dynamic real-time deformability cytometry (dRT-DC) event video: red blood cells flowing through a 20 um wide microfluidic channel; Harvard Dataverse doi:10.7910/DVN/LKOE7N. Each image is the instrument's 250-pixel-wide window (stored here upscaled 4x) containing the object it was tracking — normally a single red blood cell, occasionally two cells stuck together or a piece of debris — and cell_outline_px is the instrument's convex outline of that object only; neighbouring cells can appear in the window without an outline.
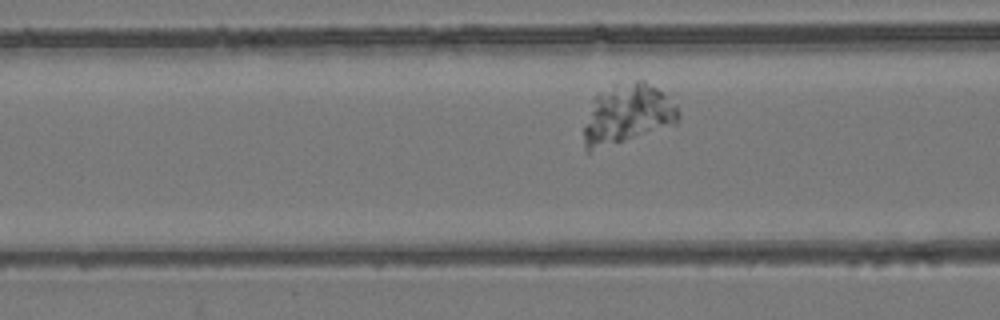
{"species": "common noctule bat (a hibernating species)", "species_latin": "Nyctalus noctula", "temperature_condition": "room temperature", "stored_images_in_passage": 40, "camera_frame_rate_fps": 3000, "um_per_image_px": 0.085, "animal": {"sex": "female", "body_mass_g": 24.6, "forearm_length_mm": 56.2}, "frame": {"image": 1, "passage_image": 7, "time_ms": 2.0, "image_size_px": [1000, 320], "cell_outline_px": [[680, 116], [676, 124], [588, 152], [584, 148], [584, 128], [592, 96], [596, 92], [636, 80], [644, 80], [664, 92], [676, 104]], "centroid_in_image_um": [53.32, 9.68], "position_along_channel_um": 113.3, "area_um2": 32.77}}
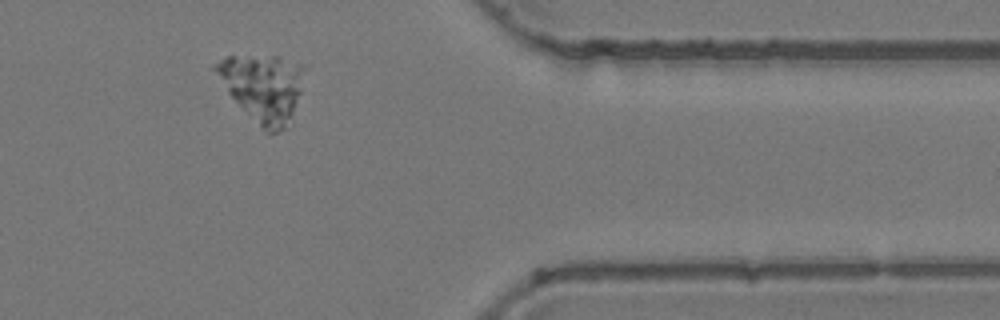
{"frame": {"image": 2, "passage_image": 31, "time_ms": 10.0, "image_size_px": [1000, 320], "cell_outline_px": [[308, 68], [288, 128], [276, 132], [268, 132], [260, 128], [228, 92], [212, 68], [224, 56], [280, 56], [308, 64]], "centroid_in_image_um": [22.42, 7.41], "position_along_channel_um": 389.0, "area_um2": 35.08}}
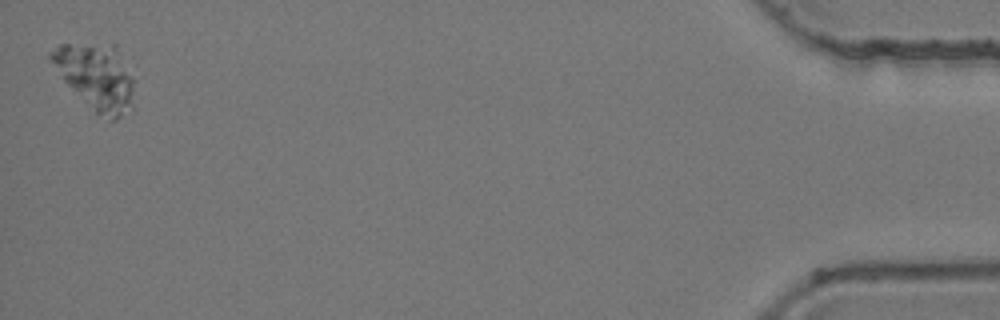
{"frame": {"image": 3, "passage_image": 40, "time_ms": 13.0, "image_size_px": [1000, 320], "cell_outline_px": [[132, 108], [120, 116], [112, 120], [108, 120], [96, 116], [64, 80], [48, 56], [48, 52], [60, 44], [116, 44], [132, 76]], "centroid_in_image_um": [8.17, 6.53], "position_along_channel_um": 427.0, "area_um2": 31.85}}